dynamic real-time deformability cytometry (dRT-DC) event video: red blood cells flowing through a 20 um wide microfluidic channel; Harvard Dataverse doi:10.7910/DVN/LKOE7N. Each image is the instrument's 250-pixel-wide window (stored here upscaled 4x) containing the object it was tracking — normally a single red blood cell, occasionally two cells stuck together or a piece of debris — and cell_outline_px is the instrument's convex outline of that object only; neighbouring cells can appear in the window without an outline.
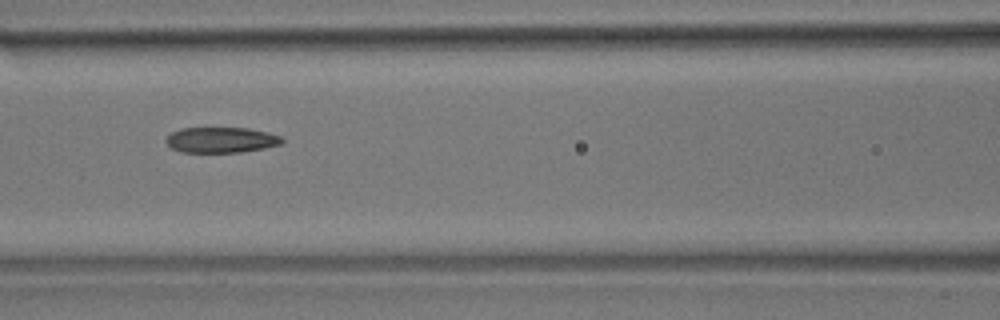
{"species": "common noctule bat (a hibernating species)", "species_latin": "Nyctalus noctula", "temperature_condition": "room temperature", "stored_images_in_passage": 9, "camera_frame_rate_fps": 3000, "um_per_image_px": 0.085, "animal": {"sex": "male", "body_mass_g": 17.9}, "frame": {"image": 1, "passage_image": 6, "time_ms": 6.0, "image_size_px": [1000, 320], "cell_outline_px": [[284, 140], [280, 144], [264, 148], [240, 152], [180, 152], [172, 148], [164, 140], [172, 132], [180, 128], [248, 128], [268, 132], [280, 136]], "centroid_in_image_um": [18.78, 11.89], "position_along_channel_um": 147.8, "area_um2": 17.22}}
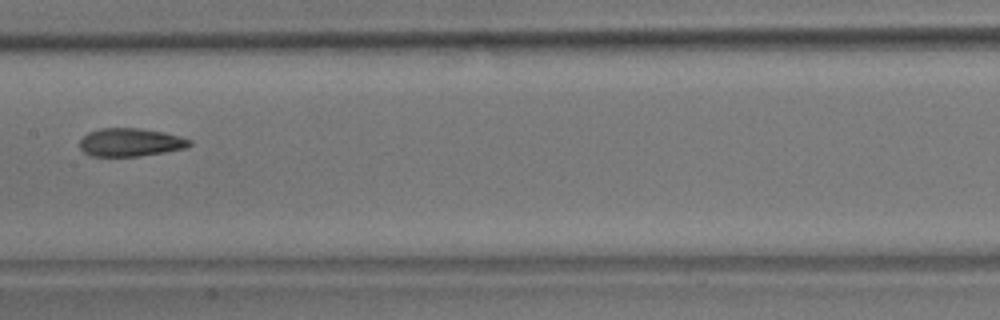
{"frame": {"image": 2, "passage_image": 7, "time_ms": 7.333, "image_size_px": [1000, 320], "cell_outline_px": [[192, 144], [188, 148], [140, 156], [88, 156], [80, 148], [80, 140], [88, 132], [100, 128], [140, 128], [164, 132], [180, 136], [192, 140]], "centroid_in_image_um": [11.1, 12.1], "position_along_channel_um": 196.3, "area_um2": 18.21}}
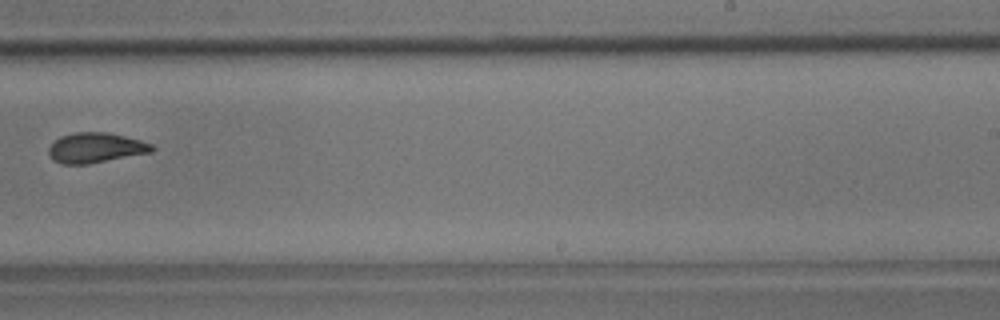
{"frame": {"image": 3, "passage_image": 9, "time_ms": 9.667, "image_size_px": [1000, 320], "cell_outline_px": [[156, 148], [152, 152], [88, 164], [60, 164], [52, 160], [48, 152], [48, 148], [60, 136], [76, 132], [108, 132], [140, 140], [152, 144]], "centroid_in_image_um": [8.12, 12.56], "position_along_channel_um": 280.9, "area_um2": 18.15}}